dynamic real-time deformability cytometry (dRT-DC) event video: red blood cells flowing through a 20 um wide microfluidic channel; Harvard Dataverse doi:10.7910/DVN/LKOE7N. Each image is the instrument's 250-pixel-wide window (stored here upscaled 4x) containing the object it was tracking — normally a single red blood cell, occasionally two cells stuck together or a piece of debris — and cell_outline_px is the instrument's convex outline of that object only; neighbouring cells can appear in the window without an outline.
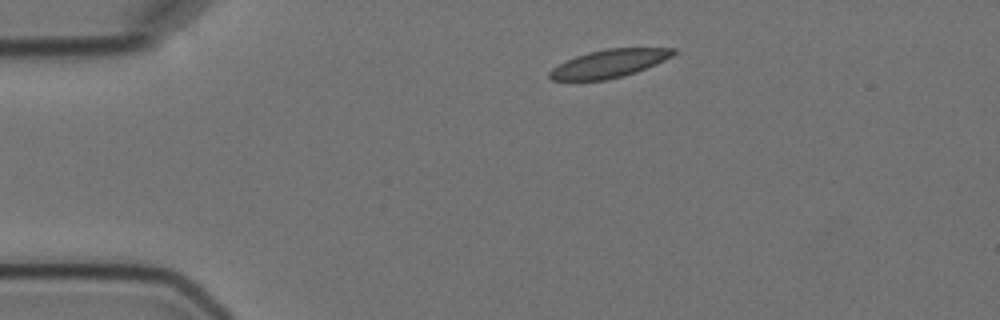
{"species": "Egyptian fruit bat (a non-hibernating species)", "species_latin": "Rousettus aegyptiacus", "temperature_condition": "cold", "stored_images_in_passage": 3, "camera_frame_rate_fps": 3000, "um_per_image_px": 0.085, "animal": {"sex": "female"}, "frame": {"image": 1, "passage_image": 3, "time_ms": 3.333, "image_size_px": [1000, 320], "cell_outline_px": [[680, 52], [656, 64], [636, 72], [624, 76], [608, 80], [552, 80], [548, 76], [548, 72], [552, 68], [576, 56], [588, 52], [608, 48], [676, 48]], "centroid_in_image_um": [51.82, 5.4], "position_along_channel_um": 33.2, "area_um2": 20.23}}